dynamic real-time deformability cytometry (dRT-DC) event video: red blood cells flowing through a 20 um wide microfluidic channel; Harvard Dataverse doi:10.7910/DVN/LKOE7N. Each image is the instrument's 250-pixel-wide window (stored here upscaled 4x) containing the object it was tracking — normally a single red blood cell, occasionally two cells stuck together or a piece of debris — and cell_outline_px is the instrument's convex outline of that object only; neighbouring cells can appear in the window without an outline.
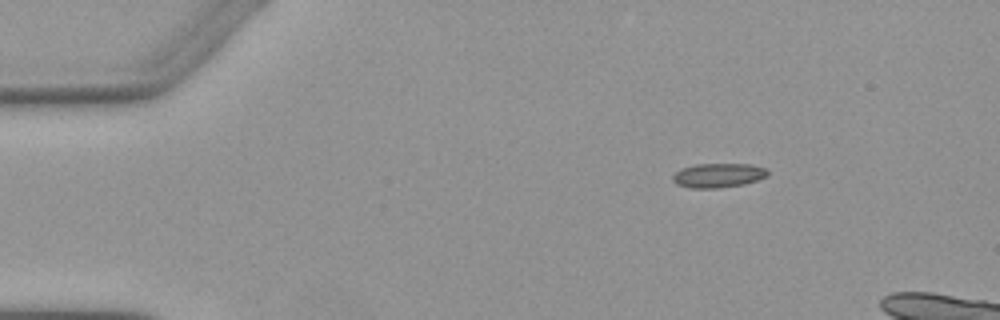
{"species": "Egyptian fruit bat (a non-hibernating species)", "species_latin": "Rousettus aegyptiacus", "temperature_condition": "warm", "stored_images_in_passage": 6, "segment_of_instrument_passage": [2, 2], "camera_frame_rate_fps": 3000, "um_per_image_px": 0.085, "animal": {"sex": "female"}, "frame": {"image": 1, "passage_image": 6, "time_ms": 7.0, "image_size_px": [1000, 320], "cell_outline_px": [[768, 176], [744, 184], [716, 188], [688, 188], [676, 184], [672, 180], [672, 176], [680, 168], [696, 164], [752, 164], [764, 168], [768, 172]], "centroid_in_image_um": [61.01, 14.9], "position_along_channel_um": 24.0, "area_um2": 13.47}}